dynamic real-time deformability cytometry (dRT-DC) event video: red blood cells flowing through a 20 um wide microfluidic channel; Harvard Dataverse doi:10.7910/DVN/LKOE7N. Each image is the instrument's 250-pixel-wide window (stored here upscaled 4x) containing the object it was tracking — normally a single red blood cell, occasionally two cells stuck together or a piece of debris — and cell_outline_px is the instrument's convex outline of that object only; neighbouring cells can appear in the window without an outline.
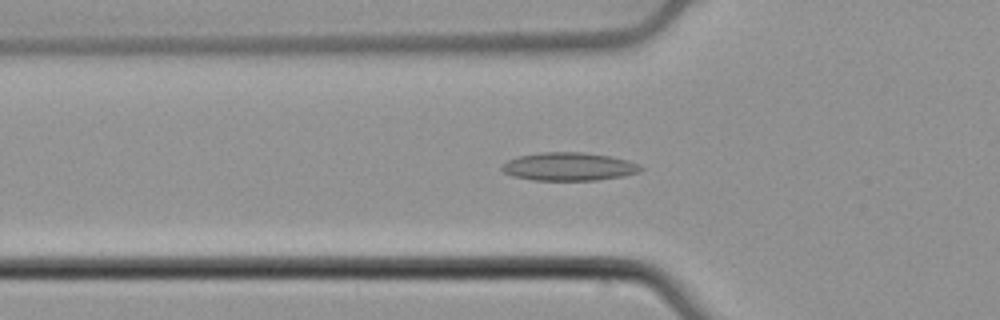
{"species": "common noctule bat (a hibernating species)", "species_latin": "Nyctalus noctula", "temperature_condition": "cold", "stored_images_in_passage": 54, "camera_frame_rate_fps": 3000, "um_per_image_px": 0.085, "animal": {"sex": "male", "body_mass_g": 21.5, "forearm_length_mm": 52.0}, "frame": {"image": 1, "passage_image": 19, "time_ms": 6.0, "image_size_px": [1000, 320], "cell_outline_px": [[644, 168], [640, 172], [624, 176], [596, 180], [532, 180], [512, 176], [504, 172], [500, 168], [508, 160], [520, 156], [540, 152], [580, 152], [608, 156], [628, 160]], "centroid_in_image_um": [48.35, 14.17], "position_along_channel_um": 77.5, "area_um2": 22.66}}
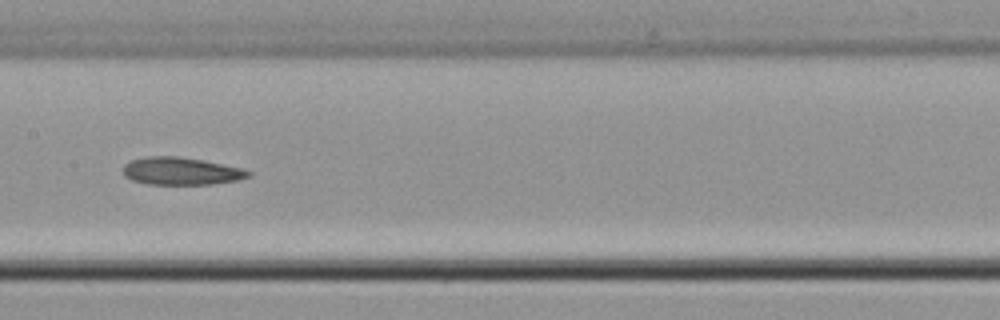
{"frame": {"image": 2, "passage_image": 28, "time_ms": 9.0, "image_size_px": [1000, 320], "cell_outline_px": [[252, 176], [236, 180], [212, 184], [148, 184], [132, 180], [124, 176], [124, 164], [132, 160], [144, 156], [180, 156], [244, 168], [252, 172]], "centroid_in_image_um": [15.41, 14.54], "position_along_channel_um": 192.0, "area_um2": 20.17}}
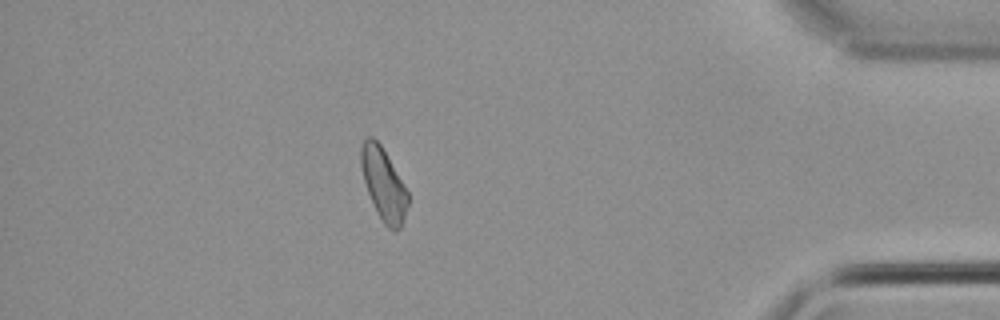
{"frame": {"image": 3, "passage_image": 48, "time_ms": 15.667, "image_size_px": [1000, 320], "cell_outline_px": [[408, 204], [400, 228], [396, 232], [392, 232], [384, 224], [368, 192], [364, 180], [360, 164], [360, 144], [368, 136], [372, 136], [380, 144], [404, 184], [408, 192]], "centroid_in_image_um": [32.59, 15.64], "position_along_channel_um": 402.6, "area_um2": 19.42}, "authors_computed_cell_mechanics": {"area_um2": 20.9236, "velocity_mm_per_s": 3.8153, "shape_relaxation_time_tau1_ms": null, "shape_relaxation_time_tau2_ms": 1.7369, "deformation_change_tau1": null, "deformation_change_tau2": 0.0764}}